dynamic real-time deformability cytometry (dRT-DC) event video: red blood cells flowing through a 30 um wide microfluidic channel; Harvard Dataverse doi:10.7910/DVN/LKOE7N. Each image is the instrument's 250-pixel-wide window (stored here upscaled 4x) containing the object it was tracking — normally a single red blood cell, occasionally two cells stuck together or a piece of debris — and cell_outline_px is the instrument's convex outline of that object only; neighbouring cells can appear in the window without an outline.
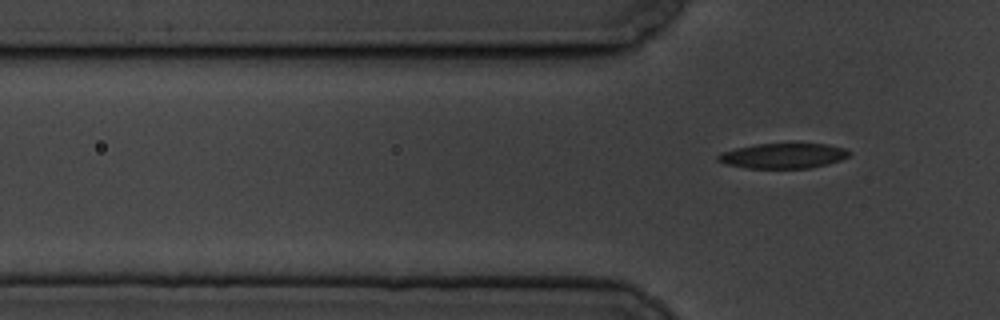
{"species": "common noctule bat (a hibernating species)", "species_latin": "Nyctalus noctula", "temperature_condition": "cold", "stored_images_in_passage": 6, "segment_of_instrument_passage": [2, 2], "camera_frame_rate_fps": 3000, "um_per_image_px": 0.085, "animal": {"sex": "male", "body_mass_g": 19.5, "forearm_length_mm": 54.6}, "frame": {"image": 1, "passage_image": 6, "time_ms": 6.667, "image_size_px": [1000, 320], "cell_outline_px": [[852, 152], [848, 156], [840, 160], [828, 164], [808, 168], [748, 168], [728, 164], [716, 160], [716, 156], [720, 152], [736, 148], [756, 144], [828, 144], [844, 148]], "centroid_in_image_um": [66.57, 13.24], "position_along_channel_um": 59.2, "area_um2": 19.13}}